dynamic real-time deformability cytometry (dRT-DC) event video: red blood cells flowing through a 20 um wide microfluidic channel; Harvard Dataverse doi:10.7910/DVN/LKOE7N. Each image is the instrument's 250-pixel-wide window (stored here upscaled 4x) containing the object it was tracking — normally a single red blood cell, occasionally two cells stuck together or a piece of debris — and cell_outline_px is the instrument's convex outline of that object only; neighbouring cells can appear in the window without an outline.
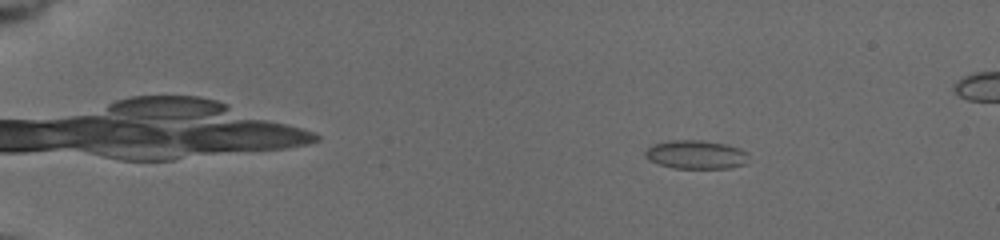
{"species": "common noctule bat (a hibernating species)", "species_latin": "Nyctalus noctula", "temperature_condition": "cold", "stored_images_in_passage": 59, "camera_frame_rate_fps": 3000, "um_per_image_px": 0.085, "animal": {"sex": "female", "body_mass_g": 19.5, "forearm_length_mm": 54.1}, "frame": {"image": 1, "passage_image": 10, "time_ms": 3.0, "image_size_px": [1000, 240], "cell_outline_px": [[748, 152], [744, 164], [728, 168], [672, 168], [648, 160], [644, 156], [644, 152], [652, 144], [672, 140], [700, 140], [724, 144], [740, 148]], "centroid_in_image_um": [59.11, 13.14], "position_along_channel_um": 25.9, "area_um2": 17.17}}
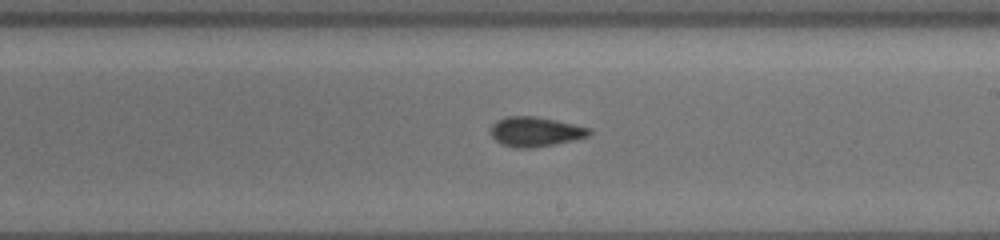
{"frame": {"image": 2, "passage_image": 36, "time_ms": 11.667, "image_size_px": [1000, 240], "cell_outline_px": [[592, 132], [588, 136], [572, 140], [532, 148], [512, 148], [496, 140], [492, 136], [492, 124], [496, 120], [508, 116], [536, 116], [556, 120], [592, 128]], "centroid_in_image_um": [45.52, 11.18], "position_along_channel_um": 243.5, "area_um2": 16.94}}
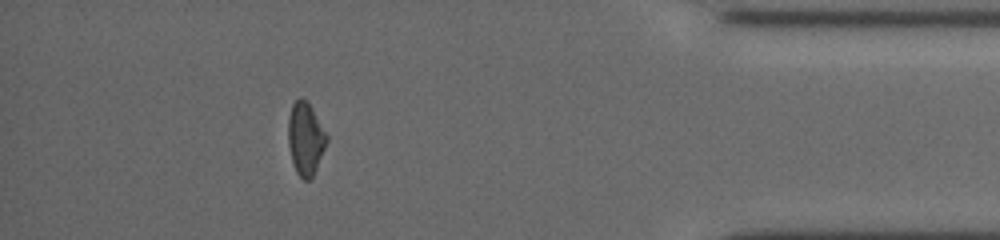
{"frame": {"image": 3, "passage_image": 54, "time_ms": 17.0, "image_size_px": [1000, 240], "cell_outline_px": [[328, 140], [316, 168], [312, 176], [308, 180], [304, 180], [296, 172], [292, 160], [288, 144], [288, 116], [292, 104], [300, 96], [308, 100], [328, 136]], "centroid_in_image_um": [25.96, 11.73], "position_along_channel_um": 409.2, "area_um2": 16.36}, "authors_computed_cell_mechanics": {"area_um2": 16.7042, "velocity_mm_per_s": 3.7828, "shape_relaxation_time_tau1_ms": 5.0423, "shape_relaxation_time_tau2_ms": 2.5989, "deformation_change_tau1": 0.0943, "deformation_change_tau2": 0.0762}}